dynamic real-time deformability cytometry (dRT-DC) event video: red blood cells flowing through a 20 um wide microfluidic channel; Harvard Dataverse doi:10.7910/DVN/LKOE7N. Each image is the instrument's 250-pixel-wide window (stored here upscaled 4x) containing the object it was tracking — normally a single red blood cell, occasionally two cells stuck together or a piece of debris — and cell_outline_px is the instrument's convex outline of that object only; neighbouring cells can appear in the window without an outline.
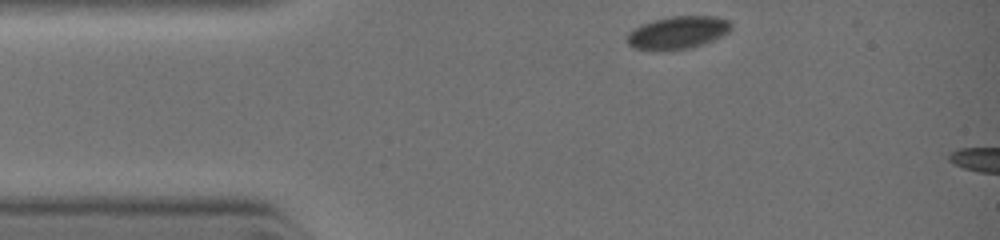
{"species": "common noctule bat (a hibernating species)", "species_latin": "Nyctalus noctula", "temperature_condition": "warm", "stored_images_in_passage": 12, "camera_frame_rate_fps": 3000, "um_per_image_px": 0.085, "animal": {"sex": "female", "body_mass_g": 19.0, "forearm_length_mm": 51.5}, "frame": {"image": 1, "passage_image": 1, "time_ms": 0.0, "image_size_px": [1000, 240], "cell_outline_px": [[732, 28], [728, 32], [712, 40], [688, 48], [668, 52], [636, 48], [628, 44], [628, 32], [644, 24], [656, 20], [672, 16], [712, 16], [728, 20], [732, 24]], "centroid_in_image_um": [57.62, 2.78], "position_along_channel_um": 27.4, "area_um2": 19.54}}
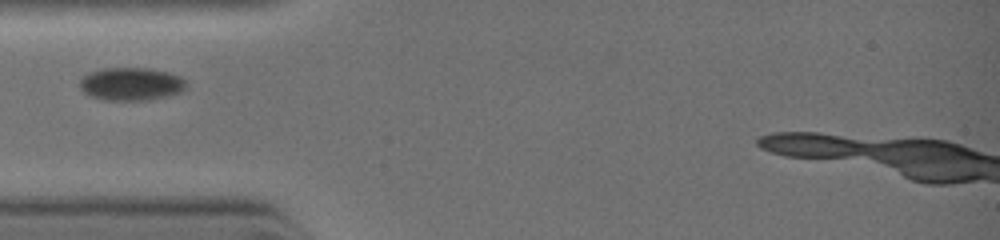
{"frame": {"image": 2, "passage_image": 11, "time_ms": 1.667, "image_size_px": [1000, 240], "cell_outline_px": [[184, 88], [180, 92], [168, 96], [148, 100], [104, 100], [88, 96], [80, 88], [80, 80], [88, 72], [104, 68], [148, 68], [168, 72], [180, 76], [184, 80]], "centroid_in_image_um": [11.11, 7.14], "position_along_channel_um": 73.9, "area_um2": 20.46}}